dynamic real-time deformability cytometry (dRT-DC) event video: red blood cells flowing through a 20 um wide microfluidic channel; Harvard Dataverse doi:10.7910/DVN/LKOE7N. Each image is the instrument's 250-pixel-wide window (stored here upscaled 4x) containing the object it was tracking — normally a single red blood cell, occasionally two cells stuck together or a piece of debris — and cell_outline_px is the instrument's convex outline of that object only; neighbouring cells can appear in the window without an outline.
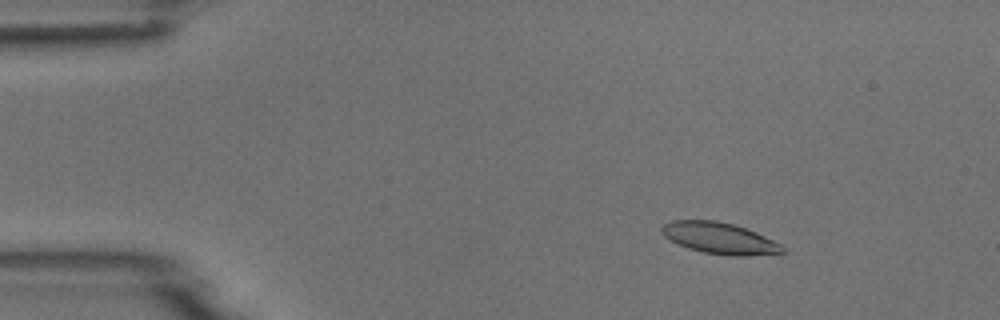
{"species": "common noctule bat (a hibernating species)", "species_latin": "Nyctalus noctula", "temperature_condition": "room temperature", "stored_images_in_passage": 6, "camera_frame_rate_fps": 3000, "um_per_image_px": 0.085, "animal": {"sex": "male", "body_mass_g": 18.8}, "frame": {"image": 1, "passage_image": 3, "time_ms": 2.333, "image_size_px": [1000, 320], "cell_outline_px": [[784, 252], [748, 256], [728, 256], [704, 252], [688, 248], [664, 236], [660, 232], [660, 228], [664, 224], [672, 220], [716, 220], [732, 224], [756, 232], [780, 244], [784, 248]], "centroid_in_image_um": [61.14, 20.24], "position_along_channel_um": 23.9, "area_um2": 21.85}}
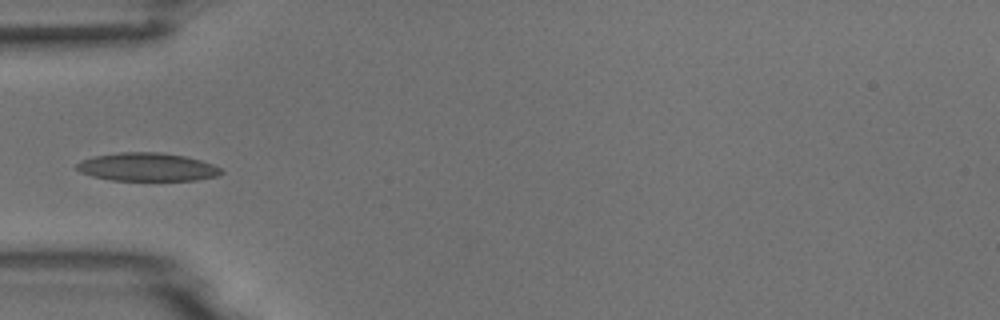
{"frame": {"image": 2, "passage_image": 6, "time_ms": 5.667, "image_size_px": [1000, 320], "cell_outline_px": [[224, 172], [216, 176], [196, 180], [112, 180], [92, 176], [80, 172], [76, 168], [76, 164], [92, 156], [120, 152], [160, 152], [184, 156], [200, 160], [212, 164], [220, 168]], "centroid_in_image_um": [12.5, 14.19], "position_along_channel_um": 72.5, "area_um2": 23.64}}